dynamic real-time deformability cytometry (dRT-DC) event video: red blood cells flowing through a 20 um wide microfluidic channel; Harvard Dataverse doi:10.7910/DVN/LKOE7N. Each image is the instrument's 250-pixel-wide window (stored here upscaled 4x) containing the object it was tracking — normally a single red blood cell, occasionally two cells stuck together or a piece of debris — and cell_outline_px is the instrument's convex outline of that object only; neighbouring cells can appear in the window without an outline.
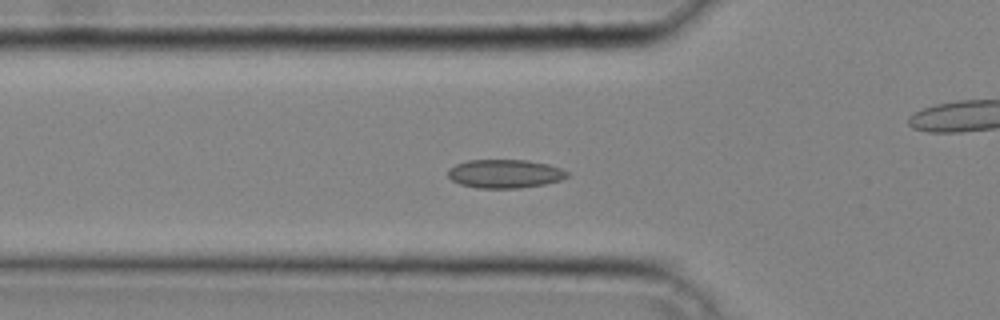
{"species": "common noctule bat (a hibernating species)", "species_latin": "Nyctalus noctula", "temperature_condition": "cold", "stored_images_in_passage": 36, "camera_frame_rate_fps": 3000, "um_per_image_px": 0.085, "animal": {"sex": "male", "body_mass_g": 20.4}, "frame": {"image": 1, "passage_image": 15, "time_ms": 4.667, "image_size_px": [1000, 320], "cell_outline_px": [[568, 176], [560, 180], [544, 184], [520, 188], [476, 188], [460, 184], [452, 180], [448, 176], [448, 168], [456, 164], [468, 160], [528, 160], [548, 164], [560, 168], [568, 172]], "centroid_in_image_um": [42.89, 14.76], "position_along_channel_um": 82.9, "area_um2": 19.88}}
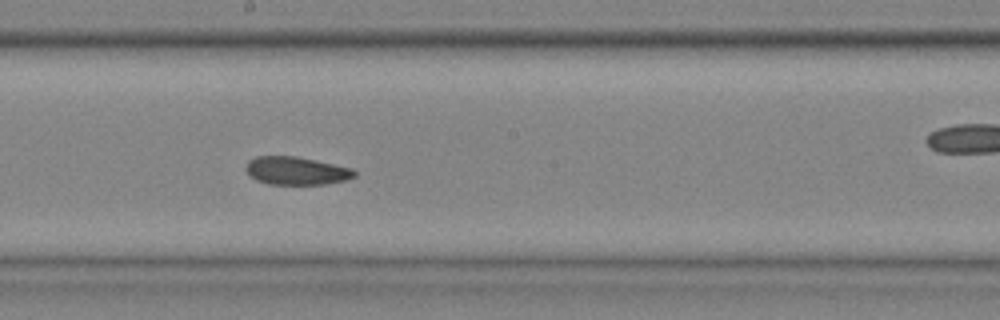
{"frame": {"image": 2, "passage_image": 24, "time_ms": 7.667, "image_size_px": [1000, 320], "cell_outline_px": [[356, 176], [344, 180], [324, 184], [268, 184], [256, 180], [244, 168], [248, 160], [256, 156], [296, 156], [316, 160], [352, 168], [356, 172]], "centroid_in_image_um": [25.17, 14.51], "position_along_channel_um": 223.0, "area_um2": 17.69}}
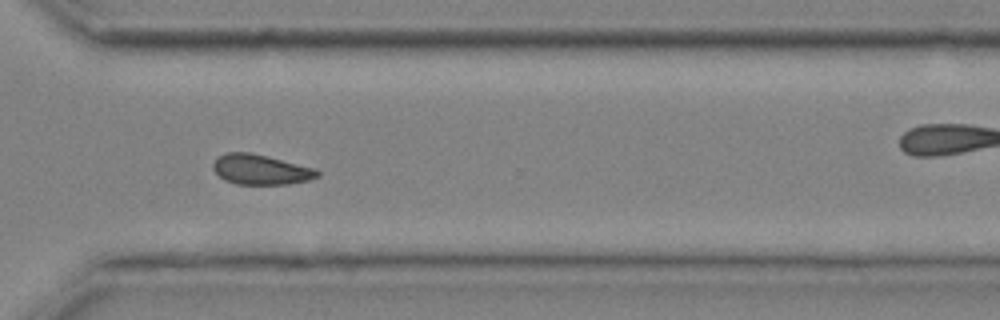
{"frame": {"image": 3, "passage_image": 32, "time_ms": 10.333, "image_size_px": [1000, 320], "cell_outline_px": [[320, 176], [308, 180], [288, 184], [236, 184], [224, 180], [212, 168], [212, 164], [220, 156], [228, 152], [252, 152], [316, 168], [320, 172]], "centroid_in_image_um": [22.19, 14.41], "position_along_channel_um": 348.4, "area_um2": 18.32}}